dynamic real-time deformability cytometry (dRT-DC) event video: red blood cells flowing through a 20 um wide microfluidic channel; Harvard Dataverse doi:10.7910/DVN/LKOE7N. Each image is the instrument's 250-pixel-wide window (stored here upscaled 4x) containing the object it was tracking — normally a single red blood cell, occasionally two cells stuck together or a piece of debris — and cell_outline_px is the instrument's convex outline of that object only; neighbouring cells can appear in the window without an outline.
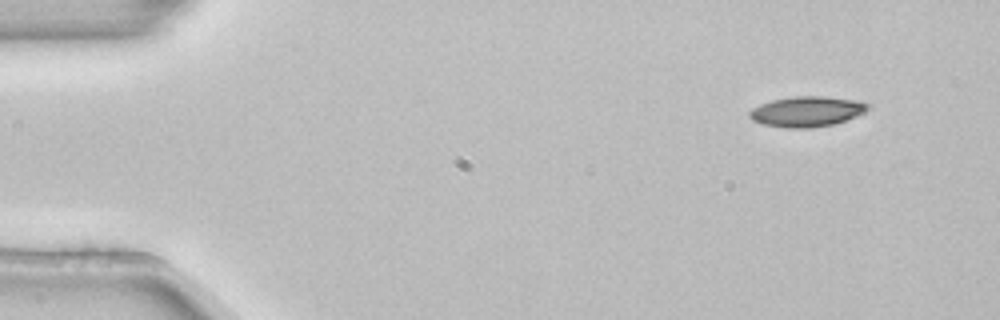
{"species": "common noctule bat (a hibernating species)", "species_latin": "Nyctalus noctula", "temperature_condition": "room temperature", "stored_images_in_passage": 3, "camera_frame_rate_fps": 3000, "um_per_image_px": 0.085, "animal": {"sex": "female", "body_mass_g": 22.7, "forearm_length_mm": 54.2}, "frame": {"image": 1, "passage_image": 1, "time_ms": 0.0, "image_size_px": [1000, 320], "cell_outline_px": [[872, 108], [864, 112], [844, 120], [832, 124], [812, 128], [784, 128], [764, 124], [752, 120], [748, 116], [748, 112], [752, 108], [760, 104], [772, 100], [792, 96], [824, 96], [860, 100], [872, 104]], "centroid_in_image_um": [68.6, 9.46], "position_along_channel_um": 16.4, "area_um2": 21.15}}